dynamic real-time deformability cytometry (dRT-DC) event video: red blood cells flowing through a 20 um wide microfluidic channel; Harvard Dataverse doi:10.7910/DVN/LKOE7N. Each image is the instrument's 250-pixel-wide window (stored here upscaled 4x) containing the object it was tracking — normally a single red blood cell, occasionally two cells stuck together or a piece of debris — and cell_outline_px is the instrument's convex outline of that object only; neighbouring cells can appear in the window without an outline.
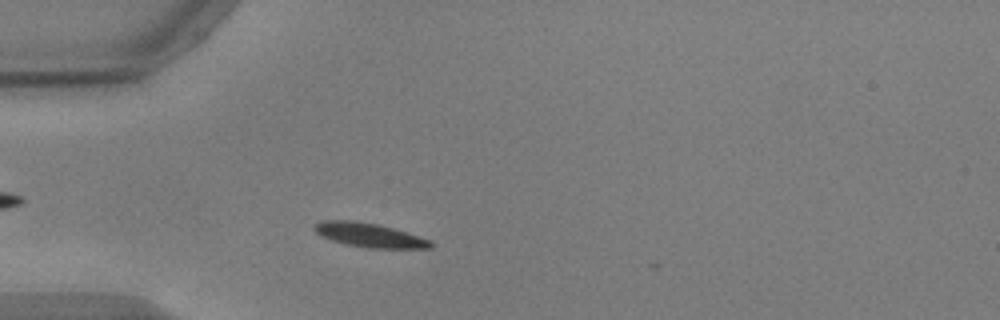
{"species": "common noctule bat (a hibernating species)", "species_latin": "Nyctalus noctula", "temperature_condition": "warm", "stored_images_in_passage": 46, "camera_frame_rate_fps": 3000, "um_per_image_px": 0.085, "animal": {"sex": "male", "body_mass_g": 17.9, "forearm_length_mm": 54.2}, "frame": {"image": 1, "passage_image": 7, "time_ms": 2.0, "image_size_px": [1000, 320], "cell_outline_px": [[432, 248], [368, 248], [348, 244], [332, 240], [320, 236], [312, 228], [312, 224], [324, 220], [352, 220], [380, 224], [432, 240]], "centroid_in_image_um": [31.37, 19.97], "position_along_channel_um": 53.6, "area_um2": 16.42}}
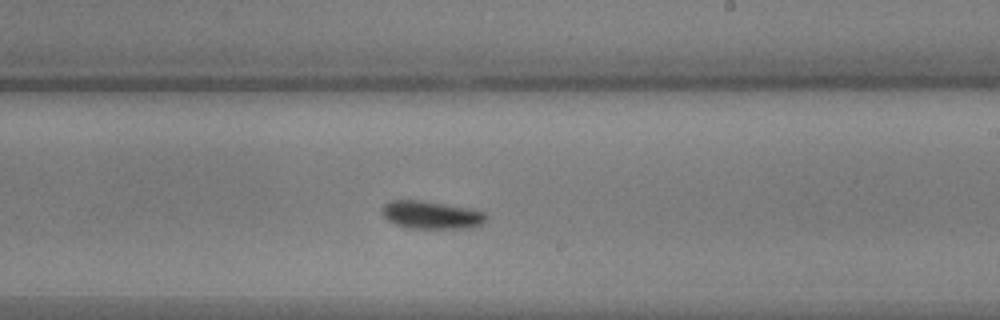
{"frame": {"image": 2, "passage_image": 24, "time_ms": 7.667, "image_size_px": [1000, 320], "cell_outline_px": [[488, 216], [480, 224], [468, 228], [412, 228], [396, 224], [388, 220], [380, 212], [380, 208], [384, 204], [392, 200], [420, 200], [472, 208], [484, 212]], "centroid_in_image_um": [36.64, 18.25], "position_along_channel_um": 252.4, "area_um2": 16.88}}
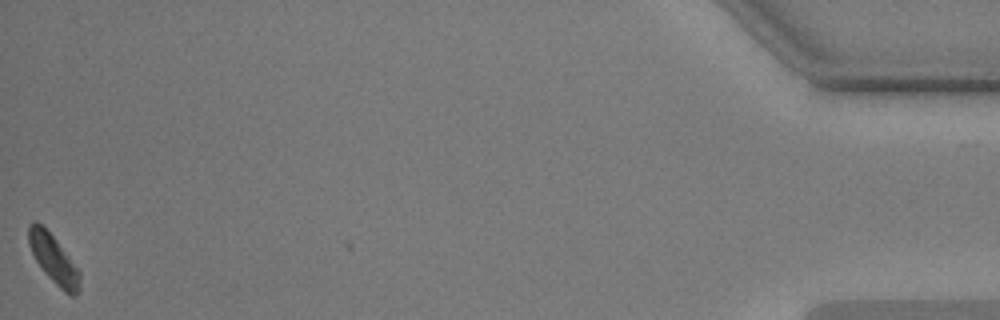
{"frame": {"image": 3, "passage_image": 46, "time_ms": 15.0, "image_size_px": [1000, 320], "cell_outline_px": [[80, 288], [72, 296], [64, 292], [44, 272], [36, 260], [28, 244], [28, 224], [32, 220], [36, 220], [52, 236], [80, 272]], "centroid_in_image_um": [4.52, 22.01], "position_along_channel_um": 430.7, "area_um2": 14.05}, "authors_computed_cell_mechanics": {"area_um2": 16.0973, "velocity_mm_per_s": 3.677, "shape_relaxation_time_tau1_ms": 3.2831, "shape_relaxation_time_tau2_ms": null, "deformation_change_tau1": 0.1079, "deformation_change_tau2": null}}